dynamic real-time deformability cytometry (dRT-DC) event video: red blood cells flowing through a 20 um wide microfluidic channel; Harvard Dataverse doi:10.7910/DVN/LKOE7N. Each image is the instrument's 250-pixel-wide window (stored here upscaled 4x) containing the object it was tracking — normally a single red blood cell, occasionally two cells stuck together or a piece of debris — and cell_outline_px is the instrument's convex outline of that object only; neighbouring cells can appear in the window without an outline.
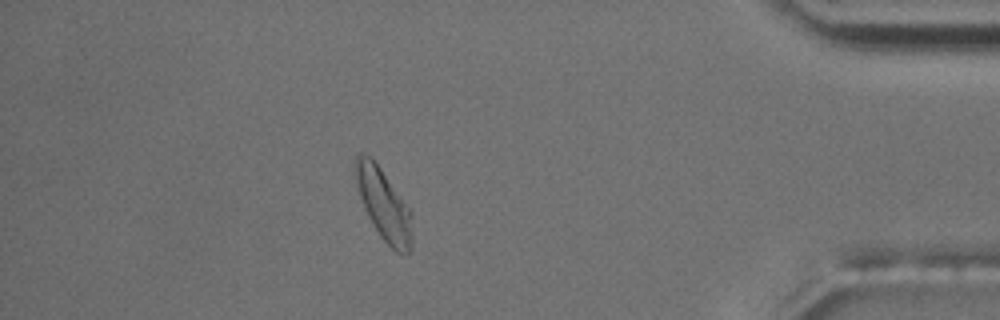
{"species": "common noctule bat (a hibernating species)", "species_latin": "Nyctalus noctula", "temperature_condition": "room temperature", "stored_images_in_passage": 41, "camera_frame_rate_fps": 3000, "um_per_image_px": 0.085, "animal": {"sex": "male", "body_mass_g": 17.5, "forearm_length_mm": 52.3}, "frame": {"image": 1, "passage_image": 35, "time_ms": 11.333, "image_size_px": [1000, 320], "cell_outline_px": [[412, 248], [408, 256], [404, 256], [396, 252], [380, 236], [368, 216], [364, 208], [352, 176], [356, 156], [360, 152], [364, 152], [372, 156], [412, 212]], "centroid_in_image_um": [32.6, 17.37], "position_along_channel_um": 402.6, "area_um2": 24.22}, "authors_computed_cell_mechanics": {"area_um2": 21.386, "velocity_mm_per_s": 3.6564, "shape_relaxation_time_tau1_ms": 4.4393, "shape_relaxation_time_tau2_ms": 3.291, "deformation_change_tau1": 0.1353, "deformation_change_tau2": 0.1062}}